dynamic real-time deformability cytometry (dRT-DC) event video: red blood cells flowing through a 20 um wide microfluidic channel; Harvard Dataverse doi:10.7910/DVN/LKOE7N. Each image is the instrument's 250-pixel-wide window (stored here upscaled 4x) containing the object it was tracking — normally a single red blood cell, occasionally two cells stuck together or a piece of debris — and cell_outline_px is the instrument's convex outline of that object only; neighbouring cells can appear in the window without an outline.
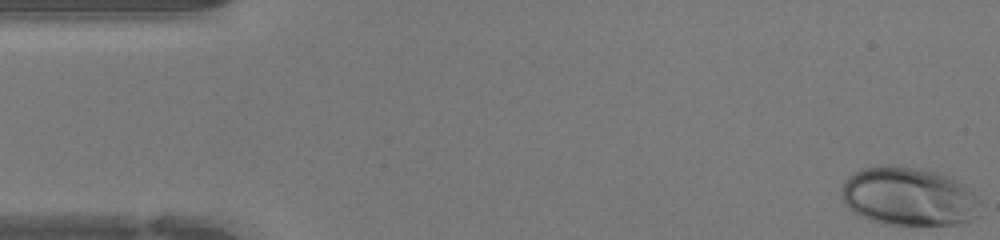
{"species": "human", "species_latin": "Homo sapiens", "temperature_condition": "warm", "stored_images_in_passage": 47, "camera_frame_rate_fps": 3000, "um_per_image_px": 0.085, "donor": {"sex": "female"}, "frame": {"image": 1, "passage_image": 1, "time_ms": 0.0, "image_size_px": [1000, 240], "cell_outline_px": [[980, 216], [956, 224], [880, 224], [860, 216], [852, 212], [844, 204], [840, 192], [848, 176], [864, 168], [884, 164], [920, 168], [940, 172], [964, 184], [980, 200]], "centroid_in_image_um": [77.23, 16.7], "position_along_channel_um": 7.8, "area_um2": 47.74}}
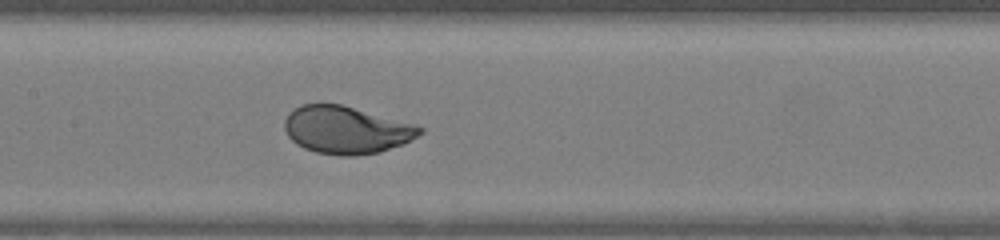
{"frame": {"image": 2, "passage_image": 22, "time_ms": 7.0, "image_size_px": [1000, 240], "cell_outline_px": [[424, 132], [404, 144], [380, 152], [356, 156], [340, 156], [316, 152], [304, 148], [296, 144], [288, 136], [284, 128], [284, 120], [288, 112], [300, 104], [340, 104], [416, 124], [424, 128]], "centroid_in_image_um": [29.43, 11.05], "position_along_channel_um": 178.0, "area_um2": 37.74}}
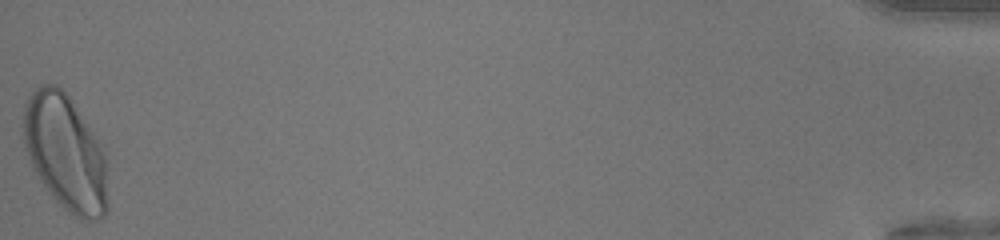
{"frame": {"image": 3, "passage_image": 47, "time_ms": 15.333, "image_size_px": [1000, 240], "cell_outline_px": [[108, 212], [104, 216], [96, 220], [88, 220], [76, 216], [64, 208], [52, 196], [40, 180], [32, 168], [24, 148], [24, 104], [28, 96], [40, 84], [56, 84], [68, 96], [100, 144], [104, 152], [108, 204]], "centroid_in_image_um": [5.54, 12.99], "position_along_channel_um": 429.7, "area_um2": 56.41}, "authors_computed_cell_mechanics": {"area_um2": 40.6334, "velocity_mm_per_s": 4.2925, "shape_relaxation_time_tau1_ms": 2.2379, "shape_relaxation_time_tau2_ms": null, "deformation_change_tau1": 0.1566, "deformation_change_tau2": null}}